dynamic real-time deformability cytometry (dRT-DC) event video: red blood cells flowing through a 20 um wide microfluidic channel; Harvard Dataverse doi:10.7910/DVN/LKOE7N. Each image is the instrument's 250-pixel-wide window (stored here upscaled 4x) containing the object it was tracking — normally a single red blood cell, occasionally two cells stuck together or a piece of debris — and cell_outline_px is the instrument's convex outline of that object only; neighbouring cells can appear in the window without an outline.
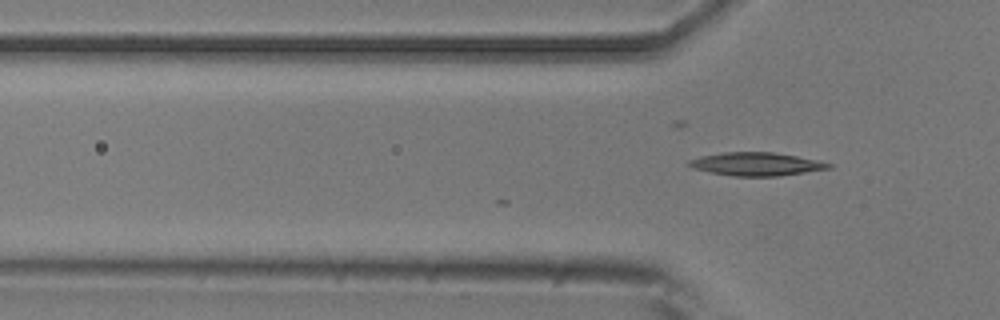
{"species": "common noctule bat (a hibernating species)", "species_latin": "Nyctalus noctula", "temperature_condition": "room temperature", "stored_images_in_passage": 2, "camera_frame_rate_fps": 3000, "um_per_image_px": 0.085, "animal": {"sex": "male", "body_mass_g": 20.5, "forearm_length_mm": 52.5}, "frame": {"image": 1, "passage_image": 2, "time_ms": 0.333, "image_size_px": [1000, 320], "cell_outline_px": [[832, 168], [780, 176], [732, 176], [692, 168], [688, 164], [688, 160], [700, 156], [724, 152], [772, 152], [820, 160], [832, 164]], "centroid_in_image_um": [64.31, 13.94], "position_along_channel_um": 61.5, "area_um2": 18.9}}